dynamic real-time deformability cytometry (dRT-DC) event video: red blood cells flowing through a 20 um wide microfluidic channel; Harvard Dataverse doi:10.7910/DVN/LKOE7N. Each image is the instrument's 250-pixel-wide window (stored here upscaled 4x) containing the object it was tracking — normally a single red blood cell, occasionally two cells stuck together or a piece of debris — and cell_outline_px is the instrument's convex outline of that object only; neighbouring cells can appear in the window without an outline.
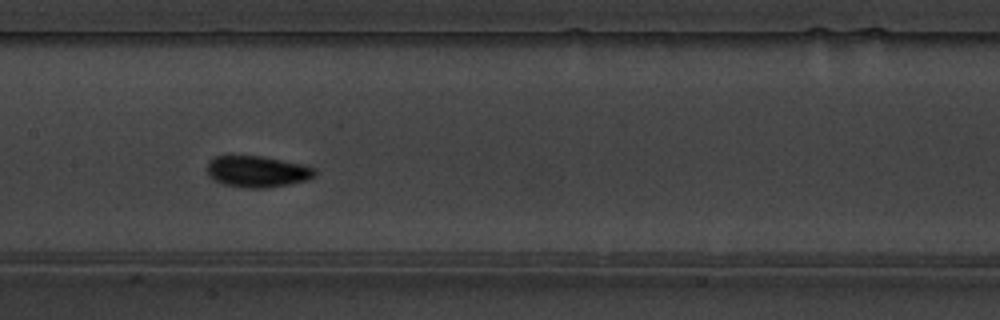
{"species": "common noctule bat (a hibernating species)", "species_latin": "Nyctalus noctula", "temperature_condition": "warm", "stored_images_in_passage": 13, "camera_frame_rate_fps": 3000, "um_per_image_px": 0.085, "animal": {"sex": "male", "body_mass_g": 19.5, "forearm_length_mm": 54.6}, "frame": {"image": 1, "passage_image": 6, "time_ms": 5.667, "image_size_px": [1000, 320], "cell_outline_px": [[316, 176], [308, 180], [288, 184], [264, 188], [248, 188], [224, 184], [212, 180], [208, 176], [208, 160], [216, 156], [260, 156], [304, 164], [316, 168]], "centroid_in_image_um": [21.88, 14.58], "position_along_channel_um": 185.5, "area_um2": 19.77}}
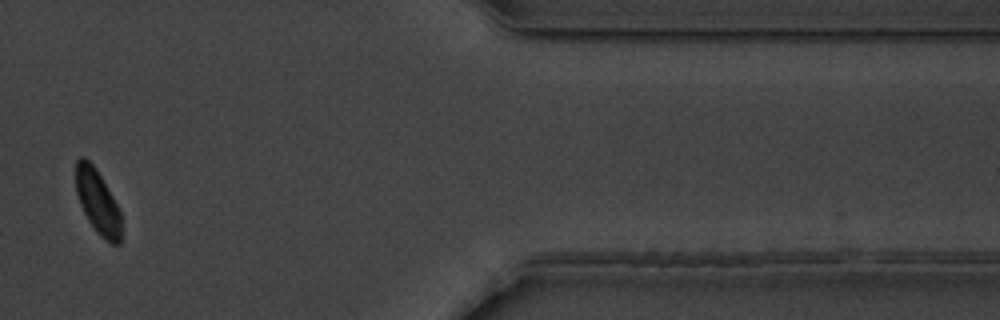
{"frame": {"image": 2, "passage_image": 11, "time_ms": 12.333, "image_size_px": [1000, 320], "cell_outline_px": [[120, 244], [112, 244], [104, 240], [100, 236], [88, 220], [80, 204], [76, 192], [76, 160], [80, 156], [84, 156], [96, 168], [112, 196], [120, 212]], "centroid_in_image_um": [8.28, 17.14], "position_along_channel_um": 403.1, "area_um2": 16.76}, "authors_computed_cell_mechanics": {"area_um2": 19.074, "velocity_mm_per_s": 3.7862, "shape_relaxation_time_tau1_ms": 1.2176, "shape_relaxation_time_tau2_ms": null, "deformation_change_tau1": 0.0607, "deformation_change_tau2": null}}